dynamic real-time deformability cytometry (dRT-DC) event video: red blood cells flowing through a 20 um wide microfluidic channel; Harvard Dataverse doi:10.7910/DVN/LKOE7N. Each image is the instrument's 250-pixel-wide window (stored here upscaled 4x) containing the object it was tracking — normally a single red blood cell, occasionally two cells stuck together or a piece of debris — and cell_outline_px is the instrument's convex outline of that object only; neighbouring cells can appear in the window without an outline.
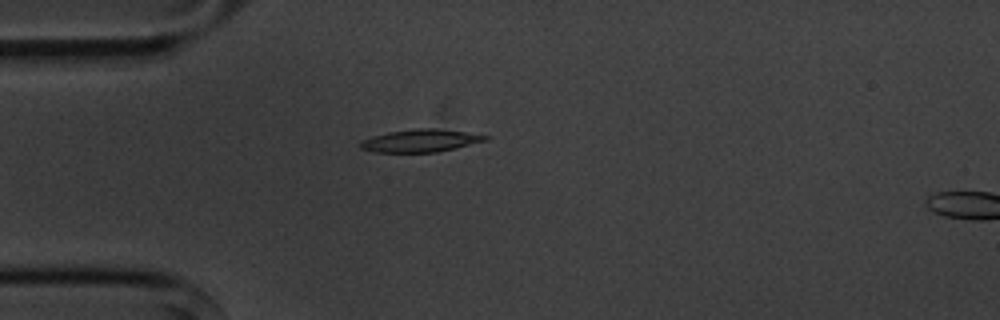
{"species": "common noctule bat (a hibernating species)", "species_latin": "Nyctalus noctula", "temperature_condition": "cold", "stored_images_in_passage": 2, "camera_frame_rate_fps": 3000, "um_per_image_px": 0.085, "animal": {"sex": "male", "body_mass_g": 20.1, "forearm_length_mm": 53.5}, "frame": {"image": 1, "passage_image": 1, "time_ms": 0.0, "image_size_px": [1000, 320], "cell_outline_px": [[488, 140], [456, 148], [436, 152], [376, 152], [360, 148], [360, 140], [372, 136], [388, 132], [416, 128], [436, 128], [464, 132], [488, 136]], "centroid_in_image_um": [35.71, 11.95], "position_along_channel_um": 49.3, "area_um2": 16.42}}